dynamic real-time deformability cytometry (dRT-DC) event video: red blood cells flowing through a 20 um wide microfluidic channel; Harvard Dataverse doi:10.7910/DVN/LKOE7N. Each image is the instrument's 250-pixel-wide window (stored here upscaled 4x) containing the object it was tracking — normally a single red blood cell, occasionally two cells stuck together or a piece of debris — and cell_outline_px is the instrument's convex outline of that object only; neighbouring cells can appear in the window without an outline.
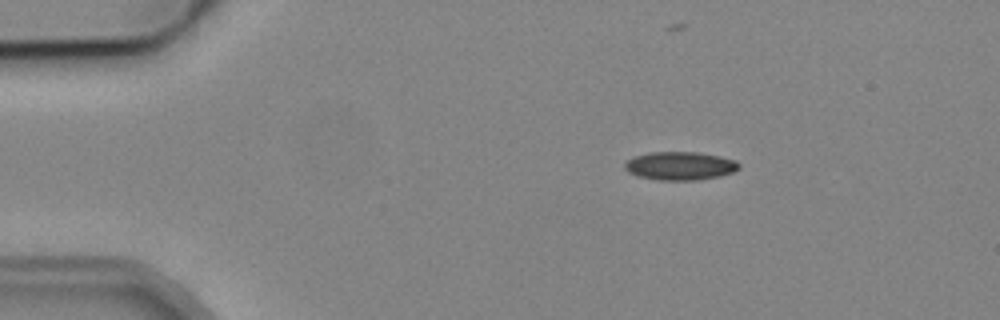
{"species": "common noctule bat (a hibernating species)", "species_latin": "Nyctalus noctula", "temperature_condition": "cold", "stored_images_in_passage": 3, "camera_frame_rate_fps": 3000, "um_per_image_px": 0.085, "animal": {"sex": "male", "body_mass_g": 19.2, "forearm_length_mm": 51.8}, "frame": {"image": 1, "passage_image": 1, "time_ms": 0.0, "image_size_px": [1000, 320], "cell_outline_px": [[740, 168], [732, 172], [720, 176], [696, 180], [660, 180], [640, 176], [628, 172], [624, 168], [624, 164], [632, 156], [652, 152], [696, 152], [720, 156], [736, 160], [740, 164]], "centroid_in_image_um": [57.81, 14.09], "position_along_channel_um": 27.2, "area_um2": 18.84}}